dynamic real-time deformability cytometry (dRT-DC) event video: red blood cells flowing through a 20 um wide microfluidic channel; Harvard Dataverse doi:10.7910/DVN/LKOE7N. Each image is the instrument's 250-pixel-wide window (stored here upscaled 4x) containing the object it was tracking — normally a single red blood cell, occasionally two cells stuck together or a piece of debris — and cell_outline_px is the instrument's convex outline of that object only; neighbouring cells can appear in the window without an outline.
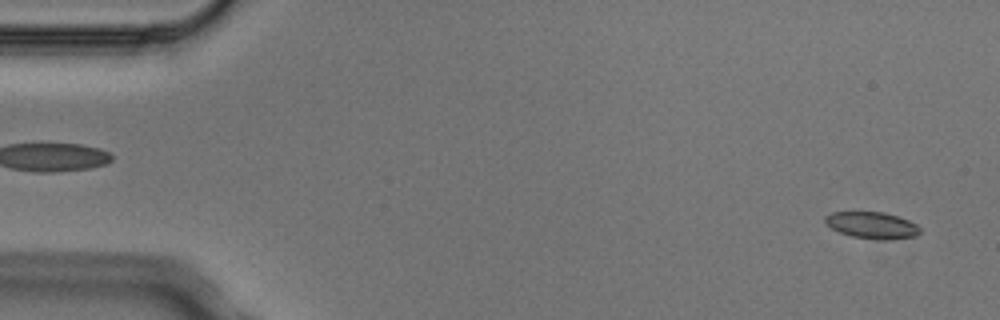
{"species": "Egyptian fruit bat (a non-hibernating species)", "species_latin": "Rousettus aegyptiacus", "temperature_condition": "cold", "stored_images_in_passage": 4, "segment_of_instrument_passage": [2, 2], "camera_frame_rate_fps": 3000, "um_per_image_px": 0.085, "animal": {"sex": "male"}, "frame": {"image": 1, "passage_image": 4, "time_ms": 1.0, "image_size_px": [1000, 320], "cell_outline_px": [[920, 232], [916, 236], [892, 240], [884, 240], [852, 236], [840, 232], [824, 224], [824, 216], [832, 212], [884, 212], [908, 220], [916, 224], [920, 228]], "centroid_in_image_um": [74.11, 19.14], "position_along_channel_um": 10.9, "area_um2": 14.74}}